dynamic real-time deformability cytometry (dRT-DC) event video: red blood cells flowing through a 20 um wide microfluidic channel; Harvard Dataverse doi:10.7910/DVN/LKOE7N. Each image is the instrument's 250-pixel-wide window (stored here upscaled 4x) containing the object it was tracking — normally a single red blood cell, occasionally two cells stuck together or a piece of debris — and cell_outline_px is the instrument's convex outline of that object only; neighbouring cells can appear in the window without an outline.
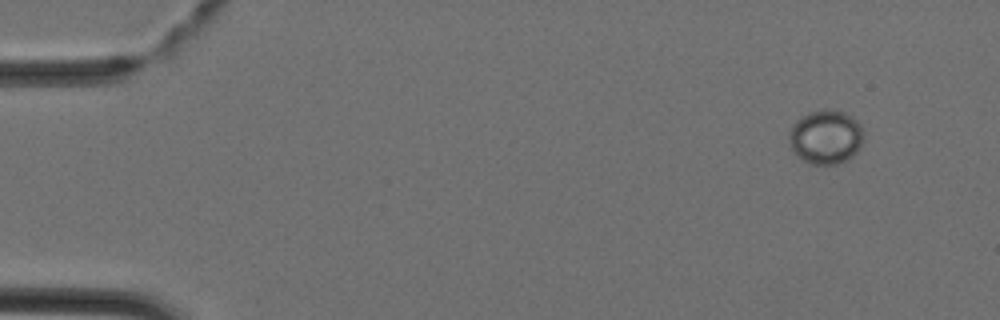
{"species": "Egyptian fruit bat (a non-hibernating species)", "species_latin": "Rousettus aegyptiacus", "temperature_condition": "cold", "stored_images_in_passage": 4, "camera_frame_rate_fps": 3000, "um_per_image_px": 0.085, "animal": {"sex": "female"}, "frame": {"image": 1, "passage_image": 1, "time_ms": 0.0, "image_size_px": [1000, 320], "cell_outline_px": [[864, 136], [856, 152], [852, 156], [836, 164], [812, 164], [796, 156], [792, 152], [788, 136], [796, 120], [808, 112], [828, 108], [844, 112], [856, 120], [860, 124]], "centroid_in_image_um": [70.17, 11.63], "position_along_channel_um": 14.8, "area_um2": 23.41}}
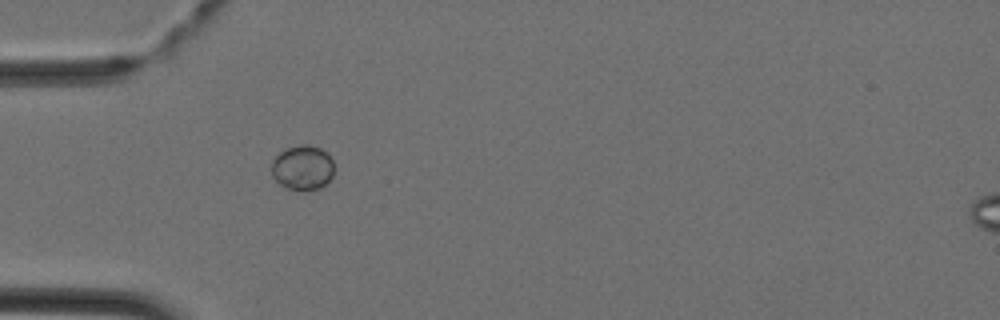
{"frame": {"image": 2, "passage_image": 4, "time_ms": 1.0, "image_size_px": [1000, 320], "cell_outline_px": [[332, 176], [320, 188], [308, 192], [284, 188], [272, 176], [272, 160], [280, 152], [288, 148], [300, 144], [308, 144], [320, 148], [332, 160]], "centroid_in_image_um": [25.69, 14.28], "position_along_channel_um": 59.3, "area_um2": 16.3}}